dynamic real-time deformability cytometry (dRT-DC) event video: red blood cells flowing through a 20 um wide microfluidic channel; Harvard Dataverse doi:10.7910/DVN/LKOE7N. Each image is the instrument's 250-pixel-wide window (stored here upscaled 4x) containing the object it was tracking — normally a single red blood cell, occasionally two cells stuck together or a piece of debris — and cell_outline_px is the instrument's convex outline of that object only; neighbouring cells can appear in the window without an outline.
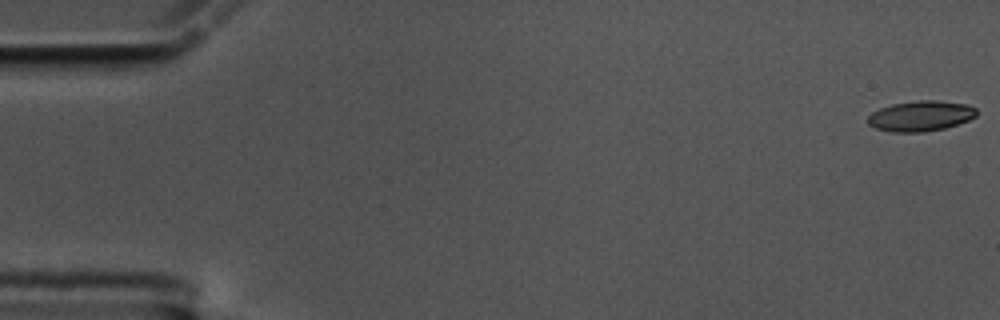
{"species": "common noctule bat (a hibernating species)", "species_latin": "Nyctalus noctula", "temperature_condition": "cold", "stored_images_in_passage": 57, "camera_frame_rate_fps": 3000, "um_per_image_px": 0.085, "animal": {"sex": "male", "body_mass_g": 17.5, "forearm_length_mm": 52.3}, "frame": {"image": 1, "passage_image": 1, "time_ms": 0.0, "image_size_px": [1000, 320], "cell_outline_px": [[976, 116], [968, 120], [944, 128], [924, 132], [892, 132], [876, 128], [868, 124], [868, 116], [872, 112], [880, 108], [892, 104], [916, 100], [936, 100], [968, 104], [976, 108]], "centroid_in_image_um": [78.25, 9.85], "position_along_channel_um": 6.8, "area_um2": 19.25}}
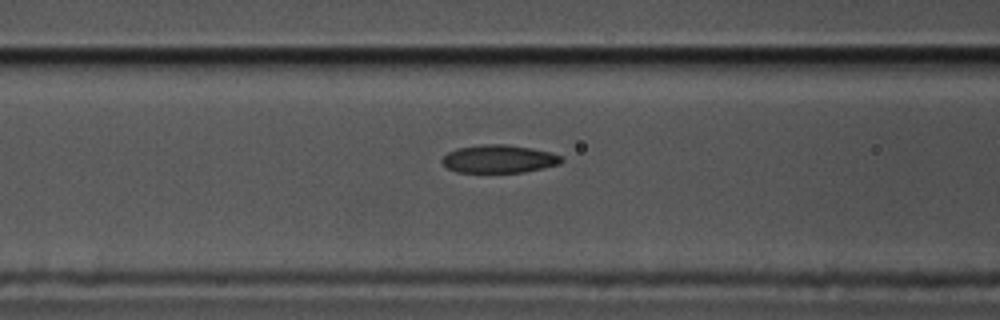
{"frame": {"image": 2, "passage_image": 23, "time_ms": 7.333, "image_size_px": [1000, 320], "cell_outline_px": [[564, 160], [560, 164], [524, 172], [456, 172], [448, 168], [440, 160], [448, 152], [456, 148], [484, 144], [504, 144], [532, 148], [552, 152], [564, 156]], "centroid_in_image_um": [42.44, 13.5], "position_along_channel_um": 124.2, "area_um2": 19.59}}
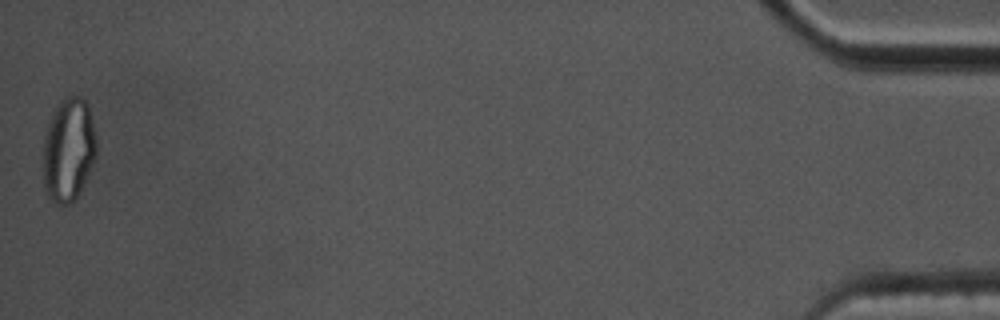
{"frame": {"image": 3, "passage_image": 57, "time_ms": 18.667, "image_size_px": [1000, 320], "cell_outline_px": [[96, 156], [80, 192], [68, 204], [56, 204], [48, 200], [44, 188], [44, 136], [52, 112], [60, 100], [68, 96], [80, 96], [88, 104], [96, 140]], "centroid_in_image_um": [5.81, 12.73], "position_along_channel_um": 429.4, "area_um2": 32.14}, "authors_computed_cell_mechanics": {"area_um2": 19.941, "velocity_mm_per_s": 3.5371, "shape_relaxation_time_tau1_ms": 6.1329, "shape_relaxation_time_tau2_ms": 3.4973, "deformation_change_tau1": 0.194, "deformation_change_tau2": 0.1073}}